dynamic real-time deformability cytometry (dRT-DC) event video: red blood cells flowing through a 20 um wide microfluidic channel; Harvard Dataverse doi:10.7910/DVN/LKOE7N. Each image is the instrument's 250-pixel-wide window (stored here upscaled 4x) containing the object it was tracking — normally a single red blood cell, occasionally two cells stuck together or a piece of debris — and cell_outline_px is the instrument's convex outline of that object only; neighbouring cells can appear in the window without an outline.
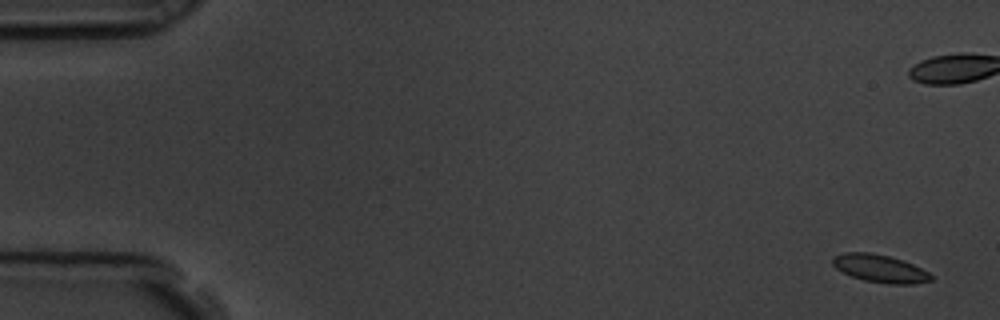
{"species": "common noctule bat (a hibernating species)", "species_latin": "Nyctalus noctula", "temperature_condition": "room temperature", "stored_images_in_passage": 11, "camera_frame_rate_fps": 3000, "um_per_image_px": 0.085, "animal": {"sex": "male", "body_mass_g": 19.5, "forearm_length_mm": 54.6}, "frame": {"image": 1, "passage_image": 1, "time_ms": 0.0, "image_size_px": [1000, 320], "cell_outline_px": [[932, 280], [912, 284], [888, 284], [864, 280], [852, 276], [836, 268], [832, 264], [832, 256], [844, 252], [872, 252], [904, 260], [928, 272], [932, 276]], "centroid_in_image_um": [74.77, 22.81], "position_along_channel_um": 10.2, "area_um2": 15.9}}
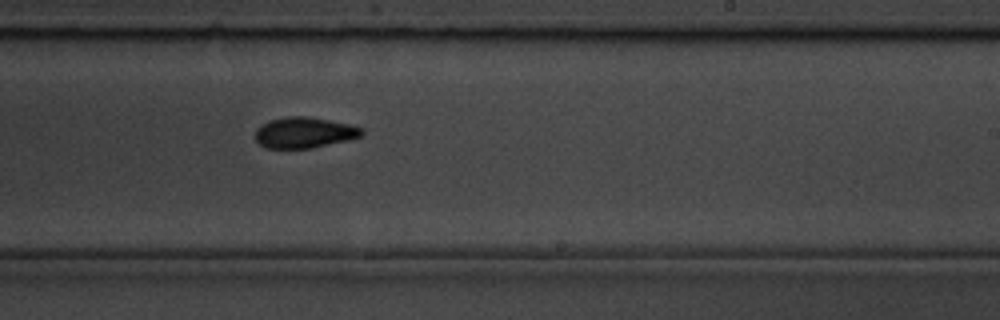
{"frame": {"image": 2, "passage_image": 11, "time_ms": 3.333, "image_size_px": [1000, 320], "cell_outline_px": [[364, 132], [360, 136], [348, 140], [312, 148], [264, 148], [256, 140], [256, 128], [260, 124], [268, 120], [288, 116], [308, 116], [352, 124], [364, 128]], "centroid_in_image_um": [25.87, 11.26], "position_along_channel_um": 263.1, "area_um2": 19.36}}